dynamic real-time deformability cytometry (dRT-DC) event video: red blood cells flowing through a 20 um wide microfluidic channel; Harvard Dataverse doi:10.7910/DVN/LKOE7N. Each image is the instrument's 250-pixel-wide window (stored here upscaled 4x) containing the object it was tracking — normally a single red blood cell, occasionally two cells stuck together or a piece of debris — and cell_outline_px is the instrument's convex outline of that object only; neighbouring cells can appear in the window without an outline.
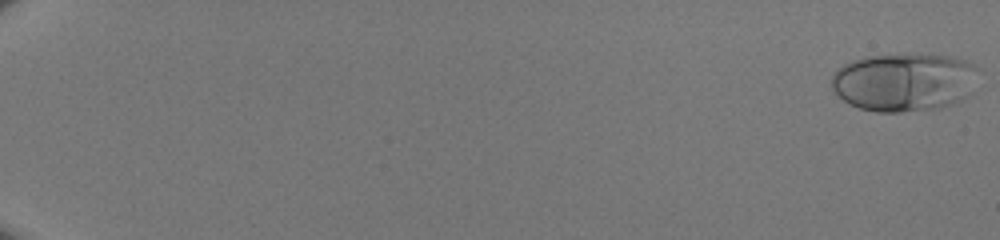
{"species": "human", "species_latin": "Homo sapiens", "temperature_condition": "room temperature", "stored_images_in_passage": 51, "camera_frame_rate_fps": 3000, "um_per_image_px": 0.085, "donor": {"sex": "male"}, "frame": {"image": 1, "passage_image": 1, "time_ms": 0.0, "image_size_px": [1000, 240], "cell_outline_px": [[980, 68], [972, 92], [968, 96], [952, 104], [940, 108], [900, 112], [876, 112], [860, 108], [848, 104], [836, 96], [832, 88], [832, 76], [844, 64], [852, 60], [868, 56], [952, 56], [964, 60]], "centroid_in_image_um": [76.87, 7.01], "position_along_channel_um": 8.1, "area_um2": 49.77}}
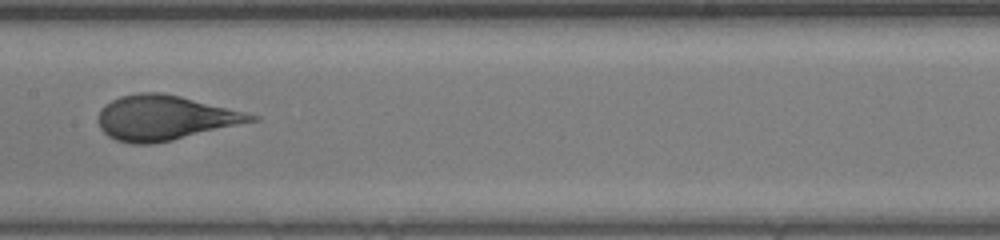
{"frame": {"image": 2, "passage_image": 30, "time_ms": 9.667, "image_size_px": [1000, 240], "cell_outline_px": [[260, 120], [172, 140], [152, 144], [132, 144], [116, 140], [108, 136], [100, 128], [100, 108], [104, 104], [120, 96], [140, 92], [160, 92], [180, 96], [260, 116]], "centroid_in_image_um": [14.0, 10.02], "position_along_channel_um": 193.4, "area_um2": 39.65}}
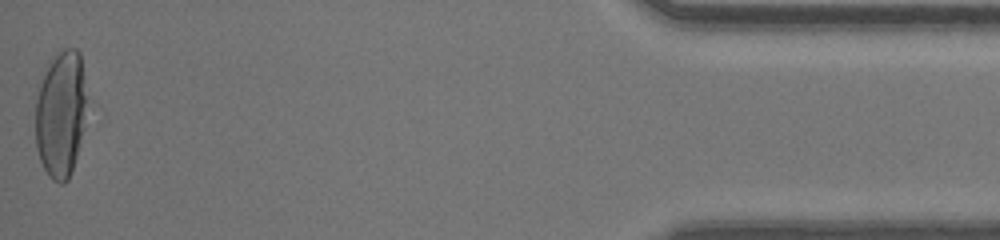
{"frame": {"image": 3, "passage_image": 51, "time_ms": 16.667, "image_size_px": [1000, 240], "cell_outline_px": [[84, 128], [76, 156], [68, 180], [64, 184], [60, 184], [52, 180], [48, 176], [40, 160], [36, 148], [36, 88], [48, 60], [52, 56], [64, 48], [76, 48], [80, 52], [84, 80]], "centroid_in_image_um": [5.12, 9.65], "position_along_channel_um": 430.1, "area_um2": 38.21}}